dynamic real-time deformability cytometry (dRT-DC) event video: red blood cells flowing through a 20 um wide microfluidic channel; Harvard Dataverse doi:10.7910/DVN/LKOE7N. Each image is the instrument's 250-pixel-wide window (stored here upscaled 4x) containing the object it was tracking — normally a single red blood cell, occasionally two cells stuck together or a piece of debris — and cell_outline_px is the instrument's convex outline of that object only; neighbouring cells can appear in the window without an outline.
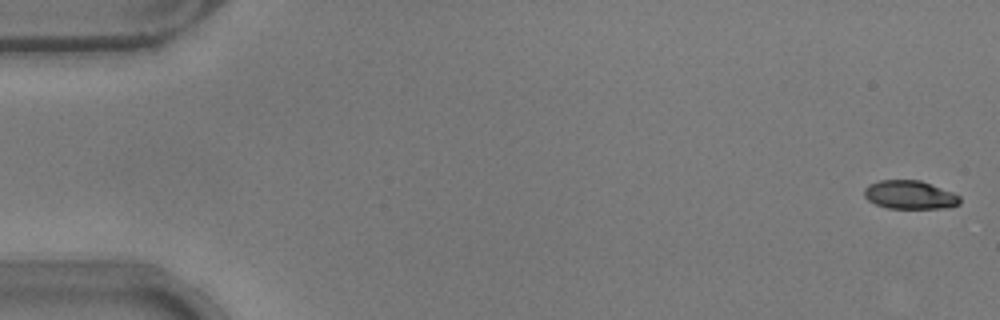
{"species": "common noctule bat (a hibernating species)", "species_latin": "Nyctalus noctula", "temperature_condition": "warm", "stored_images_in_passage": 9, "camera_frame_rate_fps": 3000, "um_per_image_px": 0.085, "animal": {"sex": "male", "body_mass_g": 17.9}, "frame": {"image": 1, "passage_image": 2, "time_ms": 0.333, "image_size_px": [1000, 320], "cell_outline_px": [[960, 204], [948, 208], [888, 208], [876, 204], [868, 200], [864, 196], [864, 188], [868, 184], [880, 180], [920, 180], [952, 192], [960, 196]], "centroid_in_image_um": [77.33, 16.56], "position_along_channel_um": 7.7, "area_um2": 15.9}}